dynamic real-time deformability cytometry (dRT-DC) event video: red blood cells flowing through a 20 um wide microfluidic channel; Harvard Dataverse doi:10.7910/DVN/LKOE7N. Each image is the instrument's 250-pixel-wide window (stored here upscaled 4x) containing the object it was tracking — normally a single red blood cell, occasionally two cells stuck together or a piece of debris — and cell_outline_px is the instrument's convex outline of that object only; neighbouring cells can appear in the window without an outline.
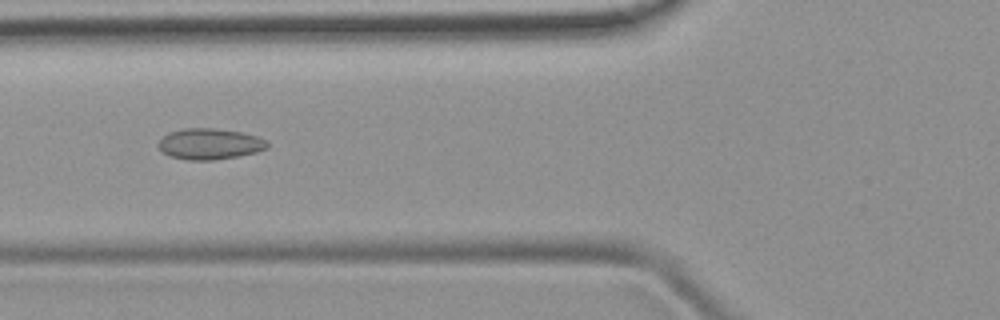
{"species": "common noctule bat (a hibernating species)", "species_latin": "Nyctalus noctula", "temperature_condition": "room temperature", "stored_images_in_passage": 5, "camera_frame_rate_fps": 3000, "um_per_image_px": 0.085, "animal": {"sex": "female", "body_mass_g": 19.9}, "frame": {"image": 1, "passage_image": 5, "time_ms": 5.333, "image_size_px": [1000, 320], "cell_outline_px": [[268, 148], [256, 152], [236, 156], [212, 160], [188, 160], [172, 156], [164, 152], [160, 148], [160, 140], [168, 132], [184, 128], [212, 128], [240, 132], [256, 136], [264, 140], [268, 144]], "centroid_in_image_um": [17.83, 12.23], "position_along_channel_um": 108.0, "area_um2": 19.25}}